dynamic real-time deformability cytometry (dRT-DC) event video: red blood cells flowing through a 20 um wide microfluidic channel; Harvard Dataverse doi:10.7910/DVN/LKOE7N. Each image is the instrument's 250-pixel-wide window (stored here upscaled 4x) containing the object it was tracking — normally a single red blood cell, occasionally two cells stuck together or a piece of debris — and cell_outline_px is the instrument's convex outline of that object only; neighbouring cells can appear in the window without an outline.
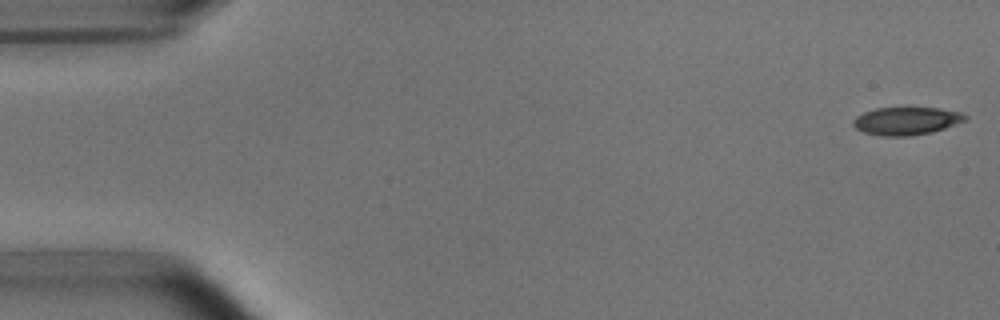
{"species": "common noctule bat (a hibernating species)", "species_latin": "Nyctalus noctula", "temperature_condition": "room temperature", "stored_images_in_passage": 5, "camera_frame_rate_fps": 3000, "um_per_image_px": 0.085, "animal": {"sex": "male", "body_mass_g": 15.6}, "frame": {"image": 1, "passage_image": 1, "time_ms": 0.0, "image_size_px": [1000, 320], "cell_outline_px": [[968, 120], [932, 132], [908, 136], [884, 136], [864, 132], [856, 128], [852, 124], [852, 120], [856, 116], [864, 112], [876, 108], [936, 108], [960, 112], [968, 116]], "centroid_in_image_um": [77.04, 10.28], "position_along_channel_um": 8.0, "area_um2": 18.09}}
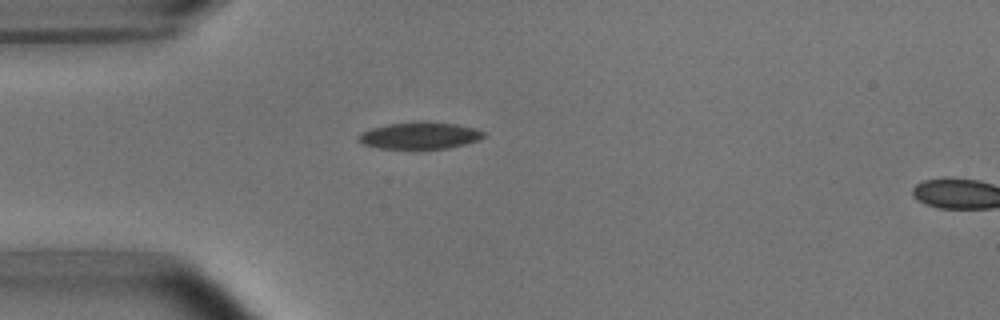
{"frame": {"image": 2, "passage_image": 4, "time_ms": 4.333, "image_size_px": [1000, 320], "cell_outline_px": [[484, 136], [480, 140], [448, 148], [376, 148], [364, 144], [356, 140], [356, 136], [360, 132], [372, 128], [388, 124], [456, 124], [472, 128], [484, 132]], "centroid_in_image_um": [35.62, 11.56], "position_along_channel_um": 49.4, "area_um2": 18.67}}